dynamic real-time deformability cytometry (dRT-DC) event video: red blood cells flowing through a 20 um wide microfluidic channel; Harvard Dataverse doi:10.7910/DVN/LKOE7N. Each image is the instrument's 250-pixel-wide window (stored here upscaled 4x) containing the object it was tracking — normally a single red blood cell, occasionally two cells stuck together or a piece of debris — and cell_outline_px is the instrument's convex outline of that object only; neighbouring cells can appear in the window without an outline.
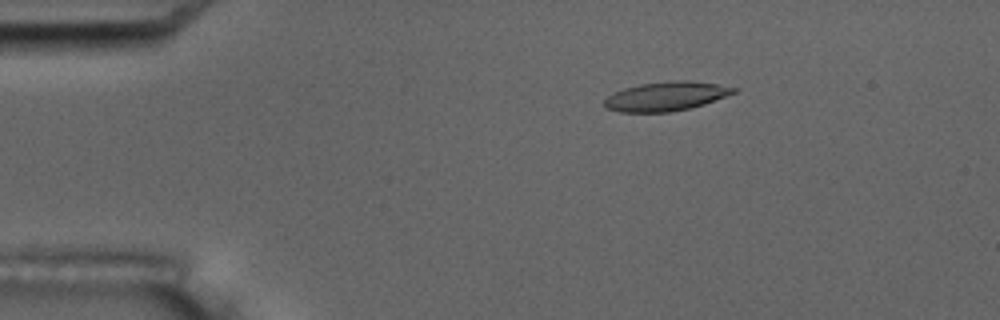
{"species": "common noctule bat (a hibernating species)", "species_latin": "Nyctalus noctula", "temperature_condition": "room temperature", "stored_images_in_passage": 4, "camera_frame_rate_fps": 3000, "um_per_image_px": 0.085, "animal": {"sex": "male", "body_mass_g": 17.5, "forearm_length_mm": 52.3}, "frame": {"image": 1, "passage_image": 2, "time_ms": 2.0, "image_size_px": [1000, 320], "cell_outline_px": [[736, 92], [704, 104], [688, 108], [668, 112], [620, 112], [604, 108], [604, 100], [608, 96], [624, 88], [640, 84], [672, 80], [684, 80], [716, 84], [736, 88]], "centroid_in_image_um": [56.57, 8.19], "position_along_channel_um": 28.4, "area_um2": 21.68}}